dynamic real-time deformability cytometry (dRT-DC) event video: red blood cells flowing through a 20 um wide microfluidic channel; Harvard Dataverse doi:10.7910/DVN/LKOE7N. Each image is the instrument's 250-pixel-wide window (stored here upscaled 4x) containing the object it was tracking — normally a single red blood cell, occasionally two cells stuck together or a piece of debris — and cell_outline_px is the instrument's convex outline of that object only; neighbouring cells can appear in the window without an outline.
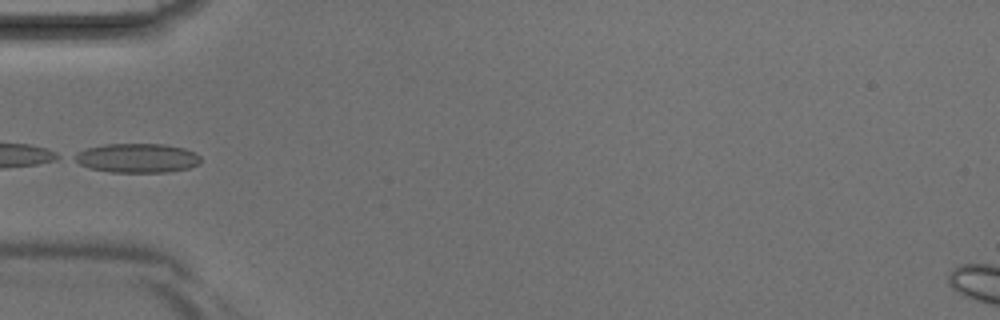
{"species": "Egyptian fruit bat (a non-hibernating species)", "species_latin": "Rousettus aegyptiacus", "temperature_condition": "room temperature", "stored_images_in_passage": 5, "camera_frame_rate_fps": 3000, "um_per_image_px": 0.085, "animal": {"sex": "male"}, "frame": {"image": 1, "passage_image": 5, "time_ms": 1.333, "image_size_px": [1000, 320], "cell_outline_px": [[200, 164], [188, 168], [168, 172], [112, 172], [88, 168], [72, 160], [72, 156], [88, 148], [104, 144], [164, 144], [184, 148], [200, 156]], "centroid_in_image_um": [11.64, 13.44], "position_along_channel_um": 73.4, "area_um2": 21.44}}